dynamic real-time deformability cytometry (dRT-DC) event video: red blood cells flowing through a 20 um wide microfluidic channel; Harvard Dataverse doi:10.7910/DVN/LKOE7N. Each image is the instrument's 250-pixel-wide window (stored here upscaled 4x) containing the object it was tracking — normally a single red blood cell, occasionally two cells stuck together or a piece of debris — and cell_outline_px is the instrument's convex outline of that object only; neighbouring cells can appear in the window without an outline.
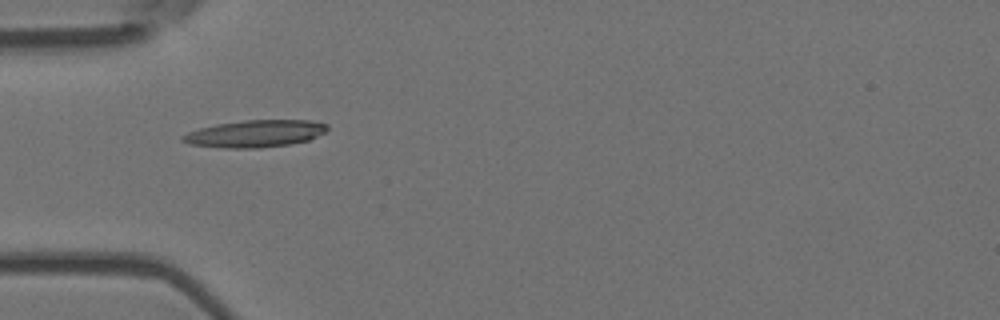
{"species": "Egyptian fruit bat (a non-hibernating species)", "species_latin": "Rousettus aegyptiacus", "temperature_condition": "room temperature", "stored_images_in_passage": 6, "camera_frame_rate_fps": 3000, "um_per_image_px": 0.085, "animal": {"sex": "female"}, "frame": {"image": 1, "passage_image": 3, "time_ms": 0.667, "image_size_px": [1000, 320], "cell_outline_px": [[328, 128], [324, 132], [308, 140], [288, 144], [260, 148], [224, 148], [192, 144], [180, 140], [180, 136], [188, 132], [200, 128], [216, 124], [244, 120], [308, 120], [328, 124]], "centroid_in_image_um": [21.66, 11.35], "position_along_channel_um": 63.3, "area_um2": 22.72}}
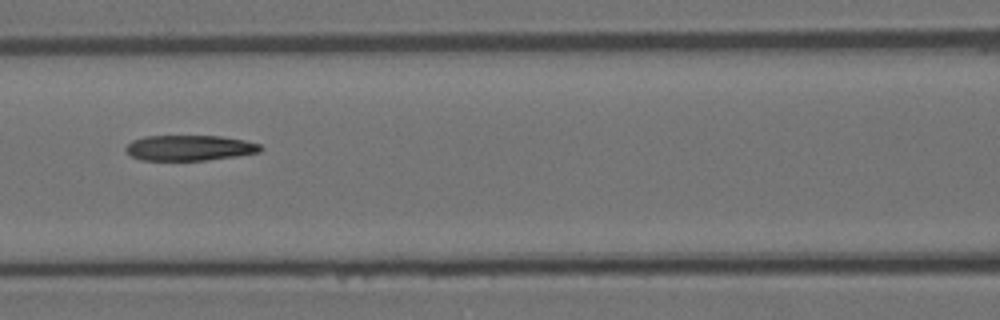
{"frame": {"image": 2, "passage_image": 5, "time_ms": 1.333, "image_size_px": [1000, 320], "cell_outline_px": [[264, 148], [260, 152], [236, 156], [204, 160], [140, 160], [132, 156], [124, 148], [132, 140], [144, 136], [220, 136], [244, 140], [260, 144]], "centroid_in_image_um": [16.11, 12.56], "position_along_channel_um": 150.5, "area_um2": 19.94}}
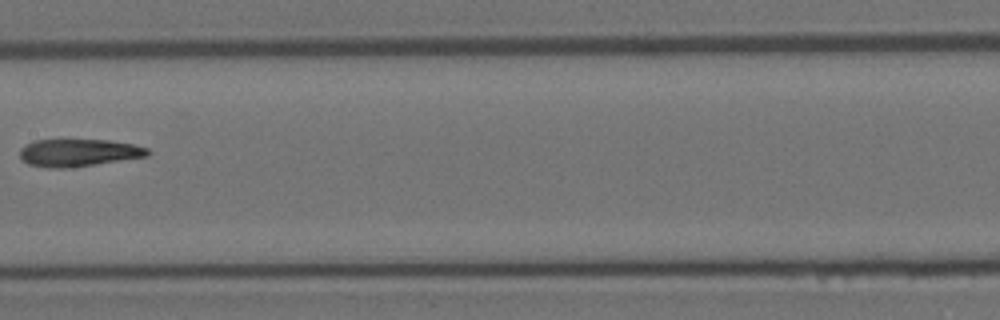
{"frame": {"image": 3, "passage_image": 6, "time_ms": 1.667, "image_size_px": [1000, 320], "cell_outline_px": [[152, 152], [148, 156], [68, 168], [48, 168], [28, 164], [20, 160], [20, 148], [24, 144], [32, 140], [108, 140], [132, 144], [148, 148]], "centroid_in_image_um": [6.63, 12.98], "position_along_channel_um": 200.8, "area_um2": 20.58}}